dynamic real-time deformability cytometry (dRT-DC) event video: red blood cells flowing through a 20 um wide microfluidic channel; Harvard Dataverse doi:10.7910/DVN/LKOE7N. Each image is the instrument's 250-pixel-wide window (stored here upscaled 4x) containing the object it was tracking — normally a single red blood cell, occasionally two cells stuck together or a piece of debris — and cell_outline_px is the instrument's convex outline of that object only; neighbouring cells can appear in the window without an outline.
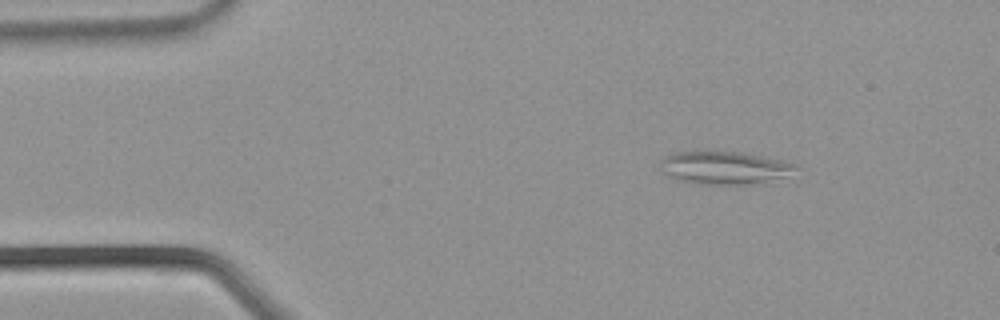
{"species": "common noctule bat (a hibernating species)", "species_latin": "Nyctalus noctula", "temperature_condition": "warm", "stored_images_in_passage": 35, "camera_frame_rate_fps": 3000, "um_per_image_px": 0.085, "animal": {"sex": "male", "body_mass_g": 21.5, "forearm_length_mm": 52.0}, "frame": {"image": 1, "passage_image": 4, "time_ms": 1.0, "image_size_px": [1000, 320], "cell_outline_px": [[800, 168], [784, 176], [764, 184], [696, 184], [676, 180], [668, 176], [660, 168], [660, 160], [676, 152], [716, 148], [744, 152], [780, 160], [796, 164]], "centroid_in_image_um": [61.56, 14.22], "position_along_channel_um": 23.4, "area_um2": 26.99}}
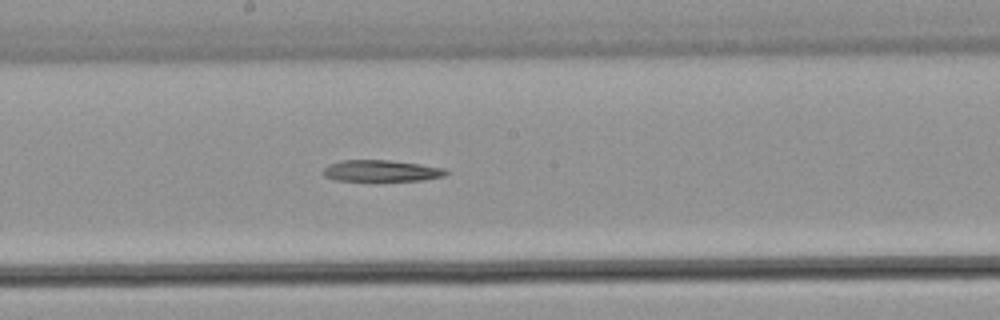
{"frame": {"image": 2, "passage_image": 18, "time_ms": 5.667, "image_size_px": [1000, 320], "cell_outline_px": [[448, 172], [444, 176], [424, 180], [380, 184], [332, 180], [324, 176], [320, 172], [328, 164], [340, 160], [388, 160], [420, 164], [444, 168]], "centroid_in_image_um": [32.33, 14.58], "position_along_channel_um": 215.9, "area_um2": 16.65}}
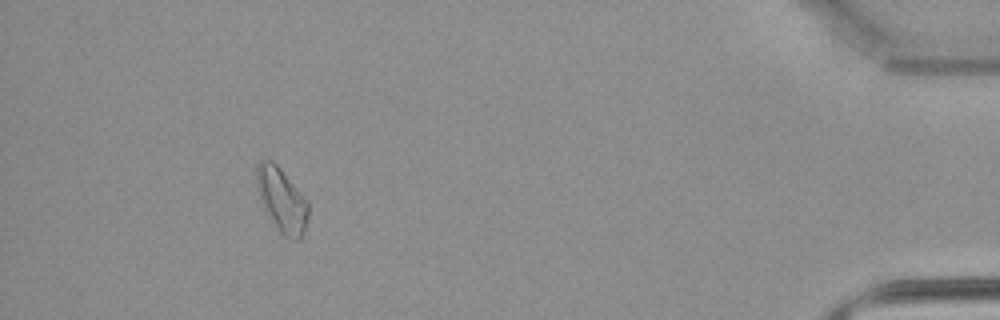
{"frame": {"image": 3, "passage_image": 32, "time_ms": 10.333, "image_size_px": [1000, 320], "cell_outline_px": [[308, 216], [304, 228], [300, 236], [296, 240], [292, 240], [284, 236], [280, 232], [264, 208], [256, 184], [256, 168], [260, 160], [272, 160], [280, 168], [308, 200]], "centroid_in_image_um": [23.95, 16.96], "position_along_channel_um": 411.3, "area_um2": 18.9}}